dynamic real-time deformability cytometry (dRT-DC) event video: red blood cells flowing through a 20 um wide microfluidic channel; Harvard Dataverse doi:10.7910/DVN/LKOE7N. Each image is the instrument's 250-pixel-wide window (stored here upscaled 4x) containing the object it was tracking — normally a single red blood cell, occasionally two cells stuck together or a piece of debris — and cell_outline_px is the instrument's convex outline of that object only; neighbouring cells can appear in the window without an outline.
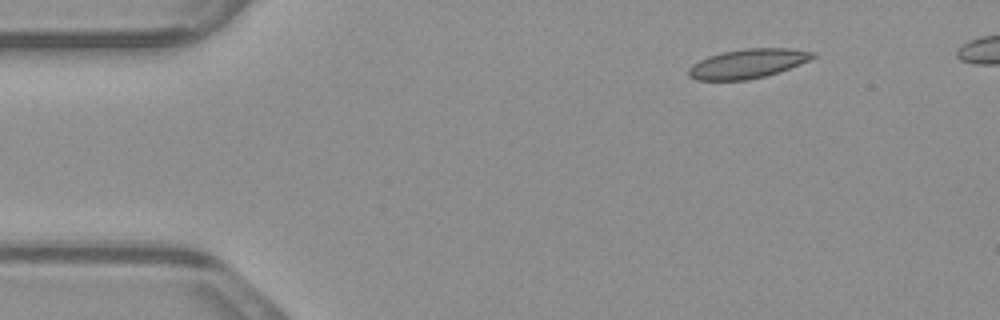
{"species": "common noctule bat (a hibernating species)", "species_latin": "Nyctalus noctula", "temperature_condition": "warm", "stored_images_in_passage": 9, "camera_frame_rate_fps": 3000, "um_per_image_px": 0.085, "animal": {"sex": "male", "body_mass_g": 23.1, "forearm_length_mm": 52.7}, "frame": {"image": 1, "passage_image": 1, "time_ms": 0.0, "image_size_px": [1000, 320], "cell_outline_px": [[816, 56], [808, 60], [788, 68], [764, 76], [748, 80], [696, 80], [688, 76], [688, 68], [692, 64], [708, 56], [724, 52], [744, 48], [792, 48], [816, 52]], "centroid_in_image_um": [63.53, 5.4], "position_along_channel_um": 21.5, "area_um2": 21.04}}
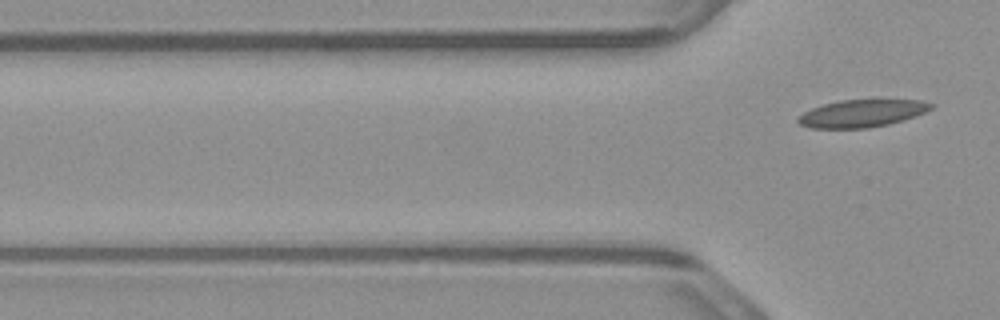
{"frame": {"image": 2, "passage_image": 9, "time_ms": 2.667, "image_size_px": [1000, 320], "cell_outline_px": [[936, 104], [932, 108], [916, 116], [904, 120], [888, 124], [868, 128], [808, 128], [800, 124], [796, 120], [796, 116], [812, 108], [824, 104], [840, 100], [920, 100]], "centroid_in_image_um": [73.25, 9.64], "position_along_channel_um": 52.6, "area_um2": 21.33}}